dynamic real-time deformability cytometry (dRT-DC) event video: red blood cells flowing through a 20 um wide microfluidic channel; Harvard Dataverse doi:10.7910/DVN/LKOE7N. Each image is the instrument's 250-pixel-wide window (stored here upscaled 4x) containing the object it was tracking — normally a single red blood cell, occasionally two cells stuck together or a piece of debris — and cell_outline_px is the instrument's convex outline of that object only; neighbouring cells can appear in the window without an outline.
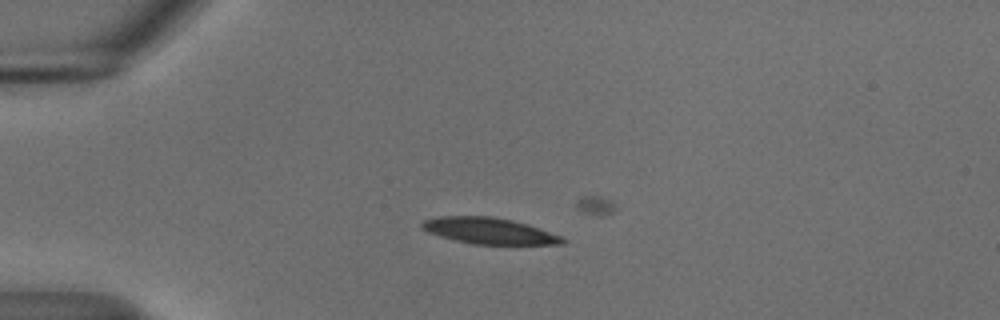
{"species": "common noctule bat (a hibernating species)", "species_latin": "Nyctalus noctula", "temperature_condition": "cold", "stored_images_in_passage": 19, "camera_frame_rate_fps": 3000, "um_per_image_px": 0.085, "animal": {"sex": "male", "body_mass_g": 18.8}, "frame": {"image": 1, "passage_image": 14, "time_ms": 4.333, "image_size_px": [1000, 320], "cell_outline_px": [[568, 240], [564, 244], [472, 244], [440, 236], [428, 232], [420, 228], [420, 224], [424, 220], [440, 216], [492, 216], [512, 220], [528, 224], [560, 236]], "centroid_in_image_um": [41.56, 19.62], "position_along_channel_um": 43.4, "area_um2": 21.39}}